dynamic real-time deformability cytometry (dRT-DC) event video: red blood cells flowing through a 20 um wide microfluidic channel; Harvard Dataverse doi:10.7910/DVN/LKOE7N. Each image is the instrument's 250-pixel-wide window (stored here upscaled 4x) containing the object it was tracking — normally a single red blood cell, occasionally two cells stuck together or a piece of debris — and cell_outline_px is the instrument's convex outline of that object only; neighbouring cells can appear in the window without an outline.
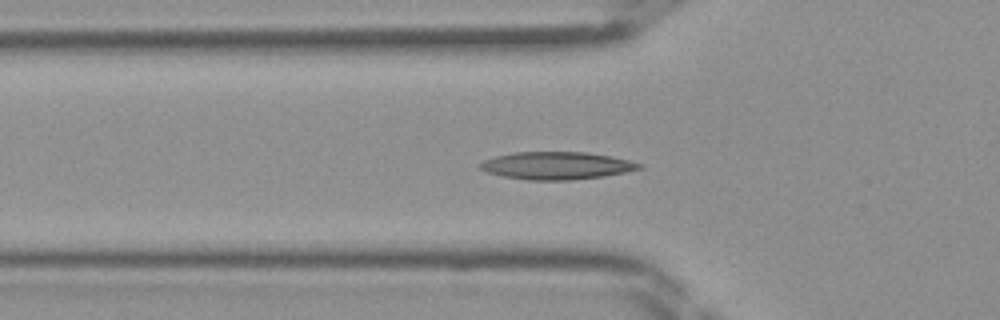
{"species": "Egyptian fruit bat (a non-hibernating species)", "species_latin": "Rousettus aegyptiacus", "temperature_condition": "room temperature", "stored_images_in_passage": 45, "camera_frame_rate_fps": 3000, "um_per_image_px": 0.085, "frame": {"image": 1, "passage_image": 16, "time_ms": 5.0, "image_size_px": [1000, 320], "cell_outline_px": [[644, 168], [604, 176], [568, 180], [528, 180], [504, 176], [488, 172], [480, 168], [476, 164], [484, 160], [496, 156], [512, 152], [588, 152], [628, 160], [644, 164]], "centroid_in_image_um": [47.31, 14.07], "position_along_channel_um": 78.5, "area_um2": 25.49}}
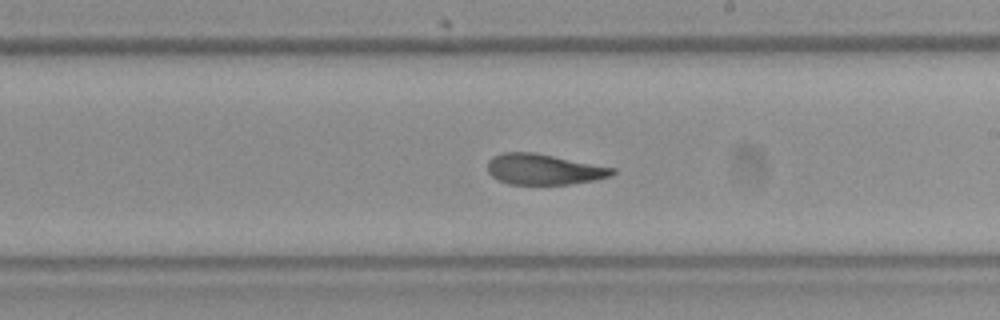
{"frame": {"image": 2, "passage_image": 27, "time_ms": 8.667, "image_size_px": [1000, 320], "cell_outline_px": [[616, 172], [612, 176], [592, 180], [568, 184], [508, 184], [492, 176], [488, 172], [488, 160], [492, 156], [504, 152], [532, 152], [616, 168]], "centroid_in_image_um": [46.21, 14.39], "position_along_channel_um": 242.8, "area_um2": 22.14}}
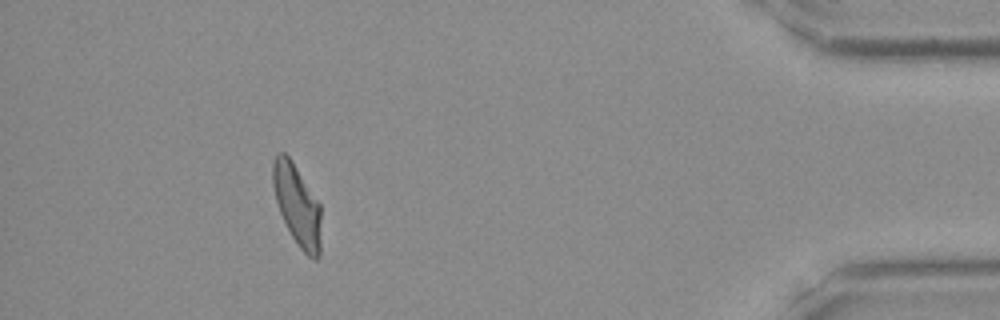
{"frame": {"image": 3, "passage_image": 42, "time_ms": 13.667, "image_size_px": [1000, 320], "cell_outline_px": [[320, 256], [316, 260], [312, 260], [300, 248], [292, 236], [280, 212], [276, 200], [272, 184], [272, 160], [276, 152], [284, 152], [292, 160], [320, 204]], "centroid_in_image_um": [25.24, 17.4], "position_along_channel_um": 410.0, "area_um2": 22.77}}